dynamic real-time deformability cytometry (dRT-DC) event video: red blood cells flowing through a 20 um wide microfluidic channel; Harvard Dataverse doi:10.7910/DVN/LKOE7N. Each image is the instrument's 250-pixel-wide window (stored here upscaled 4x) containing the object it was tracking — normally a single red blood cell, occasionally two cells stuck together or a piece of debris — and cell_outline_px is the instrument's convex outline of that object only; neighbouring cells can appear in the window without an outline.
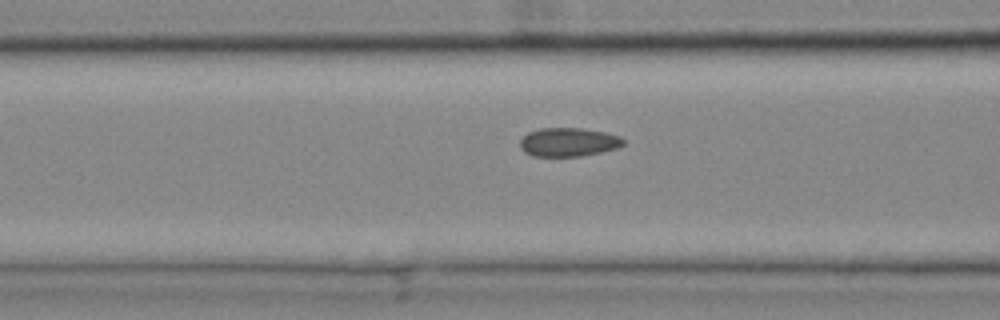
{"species": "common noctule bat (a hibernating species)", "species_latin": "Nyctalus noctula", "temperature_condition": "cold", "stored_images_in_passage": 11, "camera_frame_rate_fps": 3000, "um_per_image_px": 0.085, "animal": {"sex": "female", "body_mass_g": 25.1}, "frame": {"image": 1, "passage_image": 5, "time_ms": 1.333, "image_size_px": [1000, 320], "cell_outline_px": [[624, 144], [616, 148], [584, 156], [532, 156], [524, 152], [520, 148], [520, 140], [528, 132], [540, 128], [580, 128], [604, 132], [620, 136], [624, 140]], "centroid_in_image_um": [48.29, 12.08], "position_along_channel_um": 118.3, "area_um2": 17.28}}
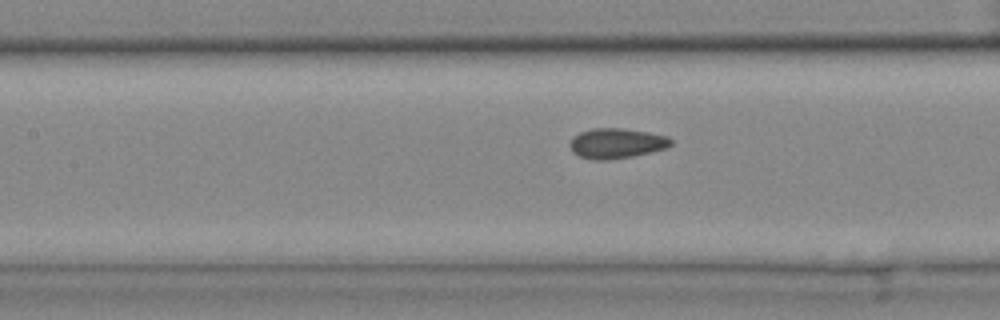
{"frame": {"image": 2, "passage_image": 8, "time_ms": 2.333, "image_size_px": [1000, 320], "cell_outline_px": [[672, 144], [668, 148], [632, 156], [608, 160], [592, 160], [580, 156], [572, 152], [568, 144], [572, 136], [580, 132], [592, 128], [620, 128], [648, 132], [668, 136], [672, 140]], "centroid_in_image_um": [52.38, 12.18], "position_along_channel_um": 155.0, "area_um2": 17.92}}